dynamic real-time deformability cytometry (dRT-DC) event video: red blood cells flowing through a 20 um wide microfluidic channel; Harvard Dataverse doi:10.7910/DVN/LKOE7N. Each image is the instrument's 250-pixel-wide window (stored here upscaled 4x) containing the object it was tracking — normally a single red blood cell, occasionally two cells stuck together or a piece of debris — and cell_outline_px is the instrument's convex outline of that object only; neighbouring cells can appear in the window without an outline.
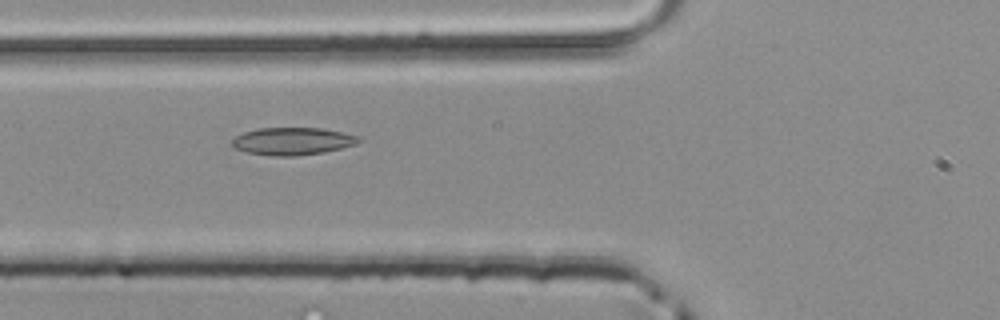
{"species": "common noctule bat (a hibernating species)", "species_latin": "Nyctalus noctula", "temperature_condition": "room temperature", "stored_images_in_passage": 34, "camera_frame_rate_fps": 3000, "um_per_image_px": 0.085, "animal": {"sex": "male", "body_mass_g": 20.4}, "frame": {"image": 1, "passage_image": 4, "time_ms": 1.0, "image_size_px": [1000, 320], "cell_outline_px": [[360, 140], [356, 144], [324, 152], [296, 156], [276, 156], [248, 152], [236, 148], [232, 144], [232, 140], [236, 136], [244, 132], [260, 128], [320, 128], [344, 132], [356, 136]], "centroid_in_image_um": [24.87, 12.0], "position_along_channel_um": 100.9, "area_um2": 20.0}}
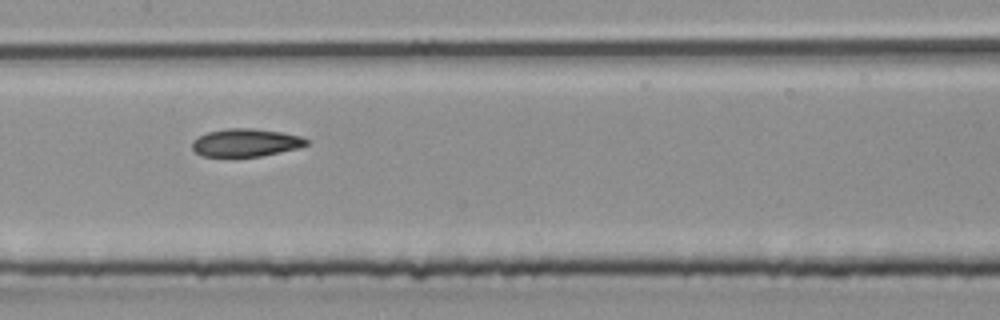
{"frame": {"image": 2, "passage_image": 10, "time_ms": 3.0, "image_size_px": [1000, 320], "cell_outline_px": [[308, 144], [300, 148], [260, 156], [204, 156], [196, 152], [192, 148], [192, 140], [208, 132], [224, 128], [252, 128], [280, 132], [300, 136], [308, 140]], "centroid_in_image_um": [20.89, 12.12], "position_along_channel_um": 186.5, "area_um2": 18.44}}
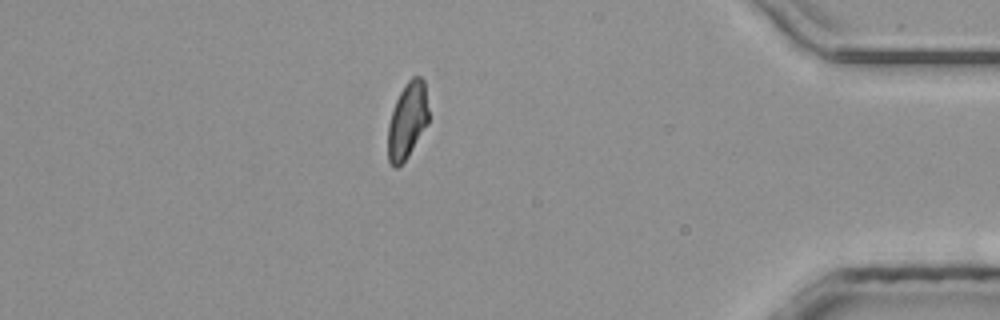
{"frame": {"image": 3, "passage_image": 28, "time_ms": 9.0, "image_size_px": [1000, 320], "cell_outline_px": [[428, 124], [408, 156], [396, 168], [392, 168], [388, 160], [388, 124], [396, 100], [400, 92], [408, 80], [412, 76], [420, 76], [424, 80], [428, 108]], "centroid_in_image_um": [34.63, 10.25], "position_along_channel_um": 400.6, "area_um2": 18.03}}